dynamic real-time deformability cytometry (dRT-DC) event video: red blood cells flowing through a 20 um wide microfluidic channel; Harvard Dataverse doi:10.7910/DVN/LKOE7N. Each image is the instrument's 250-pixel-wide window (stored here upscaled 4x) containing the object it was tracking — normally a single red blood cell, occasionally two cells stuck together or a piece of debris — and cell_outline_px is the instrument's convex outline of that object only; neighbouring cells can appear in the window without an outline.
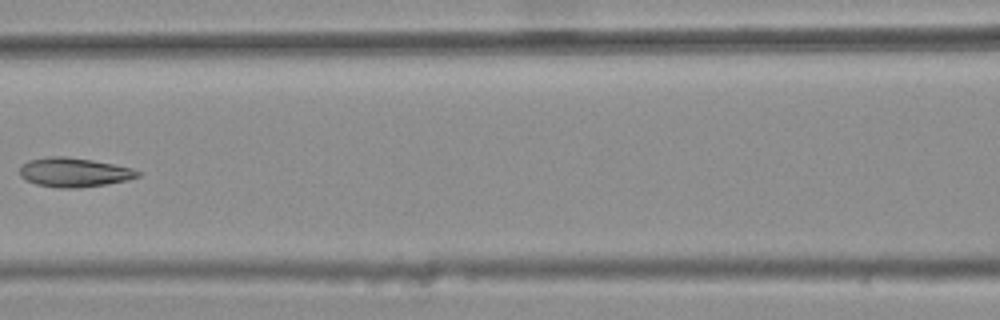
{"species": "common noctule bat (a hibernating species)", "species_latin": "Nyctalus noctula", "temperature_condition": "warm", "stored_images_in_passage": 8, "camera_frame_rate_fps": 3000, "um_per_image_px": 0.085, "animal": {"sex": "female", "body_mass_g": 25.1}, "frame": {"image": 1, "passage_image": 7, "time_ms": 2.0, "image_size_px": [1000, 320], "cell_outline_px": [[140, 176], [128, 180], [80, 188], [60, 188], [36, 184], [24, 180], [20, 176], [20, 168], [28, 160], [52, 156], [64, 156], [92, 160], [132, 168], [140, 172]], "centroid_in_image_um": [6.28, 14.65], "position_along_channel_um": 160.3, "area_um2": 20.0}}
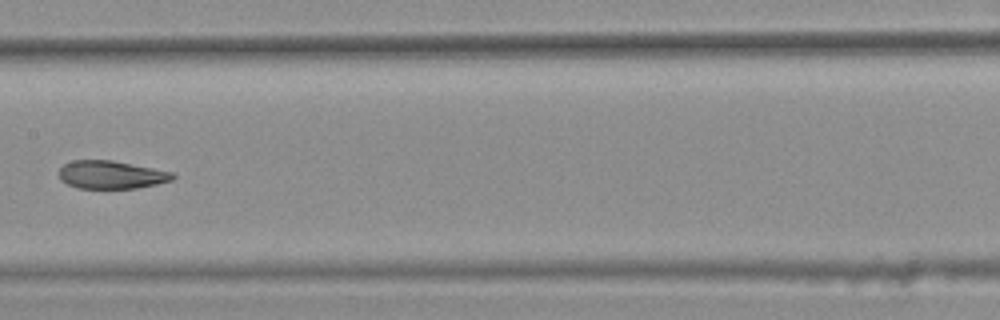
{"frame": {"image": 2, "passage_image": 8, "time_ms": 2.333, "image_size_px": [1000, 320], "cell_outline_px": [[176, 176], [172, 180], [156, 184], [136, 188], [76, 188], [60, 180], [60, 168], [64, 164], [72, 160], [112, 160], [172, 172]], "centroid_in_image_um": [9.44, 14.85], "position_along_channel_um": 198.0, "area_um2": 18.44}}